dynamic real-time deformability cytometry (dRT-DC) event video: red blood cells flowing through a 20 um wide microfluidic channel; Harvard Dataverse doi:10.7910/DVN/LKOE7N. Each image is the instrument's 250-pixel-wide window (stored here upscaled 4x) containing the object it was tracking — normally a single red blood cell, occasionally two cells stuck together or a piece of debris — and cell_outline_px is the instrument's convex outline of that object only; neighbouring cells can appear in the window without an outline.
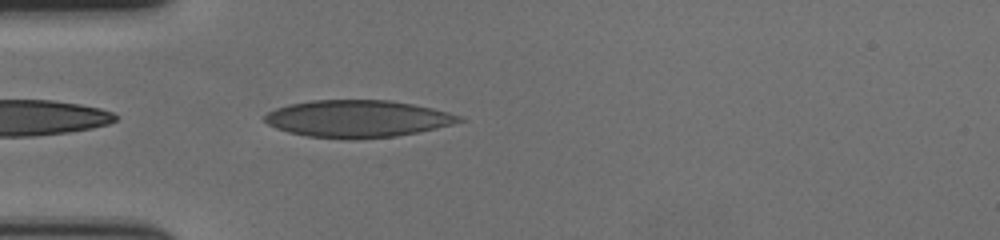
{"species": "human", "species_latin": "Homo sapiens", "temperature_condition": "cold", "stored_images_in_passage": 42, "camera_frame_rate_fps": 3000, "um_per_image_px": 0.085, "donor": {"sex": "female"}, "frame": {"image": 1, "passage_image": 2, "time_ms": 0.333, "image_size_px": [1000, 240], "cell_outline_px": [[468, 120], [436, 128], [396, 136], [348, 140], [344, 140], [308, 136], [288, 132], [276, 128], [268, 124], [264, 120], [264, 116], [268, 112], [276, 108], [288, 104], [312, 100], [388, 100], [412, 104], [432, 108], [448, 112], [460, 116]], "centroid_in_image_um": [30.37, 10.1], "position_along_channel_um": 54.6, "area_um2": 42.19}}
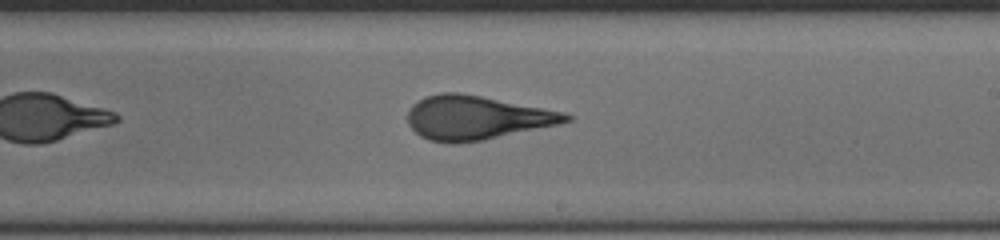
{"frame": {"image": 2, "passage_image": 19, "time_ms": 6.0, "image_size_px": [1000, 240], "cell_outline_px": [[576, 116], [572, 120], [560, 124], [484, 140], [456, 144], [452, 144], [428, 140], [420, 136], [408, 124], [408, 112], [412, 104], [424, 96], [440, 92], [456, 92], [480, 96], [564, 112]], "centroid_in_image_um": [40.49, 10.01], "position_along_channel_um": 248.5, "area_um2": 40.63}}
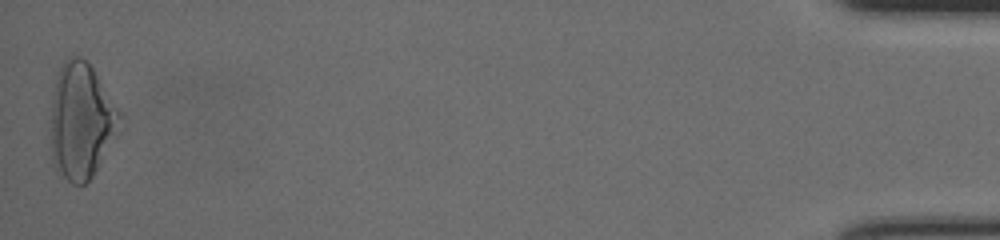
{"frame": {"image": 3, "passage_image": 42, "time_ms": 13.667, "image_size_px": [1000, 240], "cell_outline_px": [[124, 112], [116, 132], [92, 176], [84, 184], [72, 184], [52, 164], [52, 100], [56, 76], [64, 60], [72, 56], [80, 56], [92, 68]], "centroid_in_image_um": [6.92, 10.23], "position_along_channel_um": 428.3, "area_um2": 46.01}, "authors_computed_cell_mechanics": {"area_um2": 40.171, "velocity_mm_per_s": 3.5759, "shape_relaxation_time_tau1_ms": 5.9244, "shape_relaxation_time_tau2_ms": 1.0392, "deformation_change_tau1": 0.1946, "deformation_change_tau2": 0.0776}}